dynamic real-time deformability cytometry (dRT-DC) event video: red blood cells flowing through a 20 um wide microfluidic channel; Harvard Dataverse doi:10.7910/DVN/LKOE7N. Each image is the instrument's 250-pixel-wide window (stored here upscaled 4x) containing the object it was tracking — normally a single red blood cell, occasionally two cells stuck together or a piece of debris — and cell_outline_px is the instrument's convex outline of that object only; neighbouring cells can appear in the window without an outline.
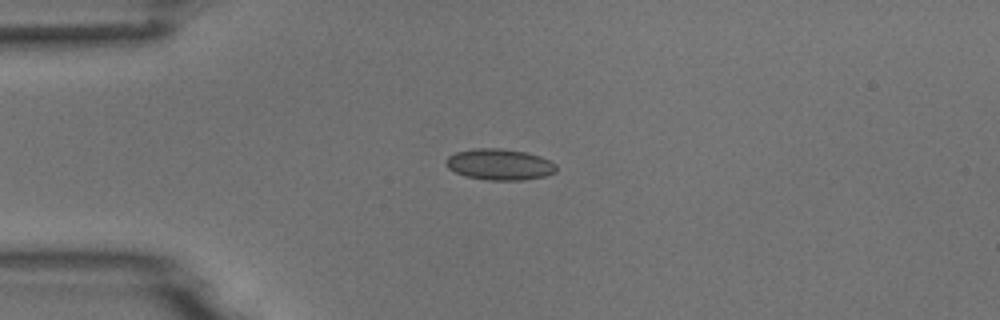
{"species": "common noctule bat (a hibernating species)", "species_latin": "Nyctalus noctula", "temperature_condition": "room temperature", "stored_images_in_passage": 5, "camera_frame_rate_fps": 3000, "um_per_image_px": 0.085, "animal": {"sex": "male", "body_mass_g": 18.8}, "frame": {"image": 1, "passage_image": 1, "time_ms": 0.0, "image_size_px": [1000, 320], "cell_outline_px": [[556, 172], [544, 176], [524, 180], [488, 180], [464, 176], [448, 168], [444, 164], [444, 160], [448, 156], [456, 152], [476, 148], [500, 148], [524, 152], [540, 156], [556, 164]], "centroid_in_image_um": [42.43, 13.98], "position_along_channel_um": 42.6, "area_um2": 20.06}}